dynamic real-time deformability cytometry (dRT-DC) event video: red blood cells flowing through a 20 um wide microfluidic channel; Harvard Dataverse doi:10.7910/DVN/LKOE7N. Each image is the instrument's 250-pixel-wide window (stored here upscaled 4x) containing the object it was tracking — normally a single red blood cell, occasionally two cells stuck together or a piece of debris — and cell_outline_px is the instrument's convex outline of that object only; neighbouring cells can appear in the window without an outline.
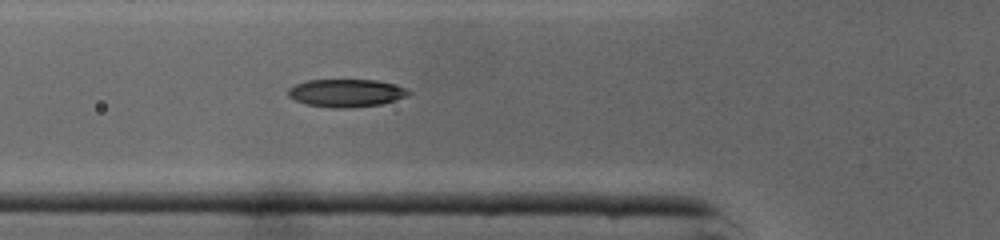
{"species": "common noctule bat (a hibernating species)", "species_latin": "Nyctalus noctula", "temperature_condition": "cold", "stored_images_in_passage": 35, "camera_frame_rate_fps": 3000, "um_per_image_px": 0.085, "animal": {"sex": "male", "body_mass_g": 19.0, "forearm_length_mm": 50.8}, "frame": {"image": 1, "passage_image": 7, "time_ms": 2.0, "image_size_px": [1000, 240], "cell_outline_px": [[412, 92], [408, 96], [396, 100], [380, 104], [348, 108], [332, 108], [308, 104], [296, 100], [288, 96], [288, 88], [296, 84], [308, 80], [376, 80], [396, 84], [408, 88]], "centroid_in_image_um": [29.48, 7.9], "position_along_channel_um": 96.3, "area_um2": 19.59}}
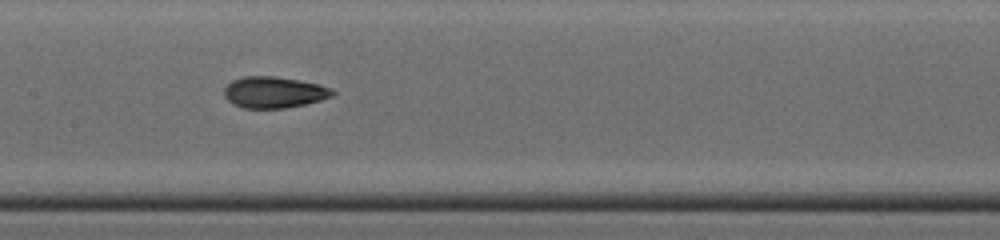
{"frame": {"image": 2, "passage_image": 13, "time_ms": 4.0, "image_size_px": [1000, 240], "cell_outline_px": [[336, 92], [332, 96], [320, 100], [304, 104], [284, 108], [244, 108], [228, 100], [224, 96], [224, 88], [232, 80], [244, 76], [276, 76], [320, 84], [332, 88]], "centroid_in_image_um": [23.3, 7.83], "position_along_channel_um": 184.1, "area_um2": 19.71}}
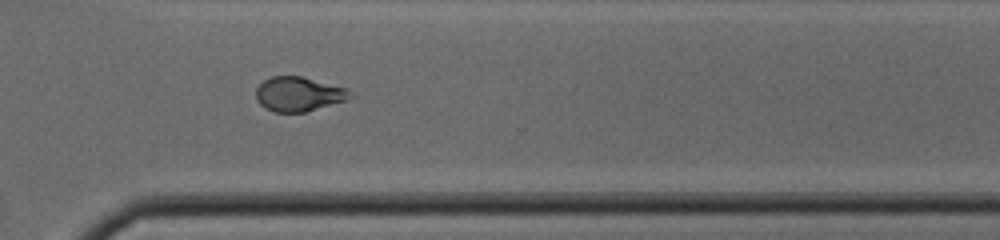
{"frame": {"image": 3, "passage_image": 24, "time_ms": 7.667, "image_size_px": [1000, 240], "cell_outline_px": [[348, 100], [304, 112], [276, 112], [264, 108], [256, 100], [256, 88], [264, 80], [272, 76], [300, 76], [344, 88], [348, 92]], "centroid_in_image_um": [25.3, 8.01], "position_along_channel_um": 345.3, "area_um2": 18.5}}